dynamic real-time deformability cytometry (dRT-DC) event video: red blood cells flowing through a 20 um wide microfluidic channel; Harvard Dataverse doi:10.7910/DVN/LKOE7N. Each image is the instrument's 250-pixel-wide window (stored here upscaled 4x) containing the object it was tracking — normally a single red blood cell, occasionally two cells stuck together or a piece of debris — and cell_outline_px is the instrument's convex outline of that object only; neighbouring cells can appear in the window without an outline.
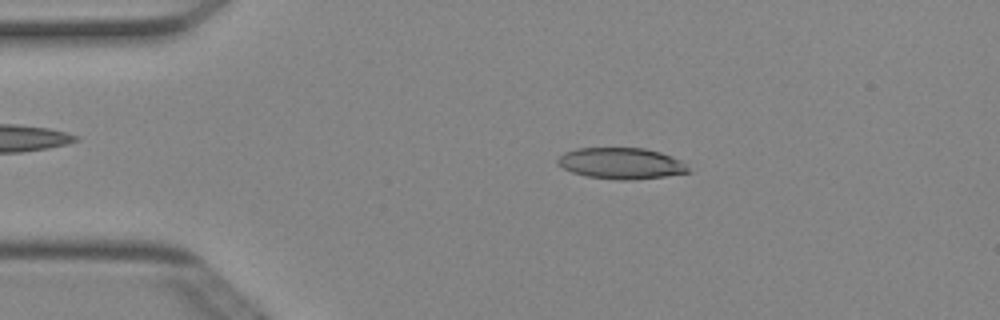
{"species": "Egyptian fruit bat (a non-hibernating species)", "species_latin": "Rousettus aegyptiacus", "temperature_condition": "cold", "stored_images_in_passage": 50, "camera_frame_rate_fps": 3000, "um_per_image_px": 0.085, "animal": {"sex": "female"}, "frame": {"image": 1, "passage_image": 10, "time_ms": 3.0, "image_size_px": [1000, 320], "cell_outline_px": [[692, 172], [664, 176], [632, 180], [620, 180], [588, 176], [572, 172], [556, 164], [556, 156], [564, 152], [576, 148], [644, 148], [660, 152], [672, 156], [680, 160]], "centroid_in_image_um": [52.76, 13.88], "position_along_channel_um": 32.2, "area_um2": 23.81}}
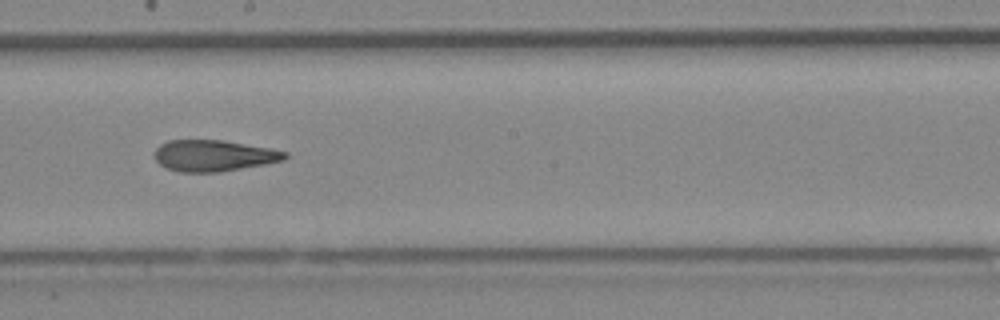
{"frame": {"image": 2, "passage_image": 28, "time_ms": 9.0, "image_size_px": [1000, 320], "cell_outline_px": [[288, 156], [284, 160], [264, 164], [220, 172], [180, 172], [168, 168], [160, 164], [156, 160], [156, 148], [160, 144], [168, 140], [224, 140], [268, 148], [288, 152]], "centroid_in_image_um": [18.17, 13.22], "position_along_channel_um": 230.0, "area_um2": 23.58}}
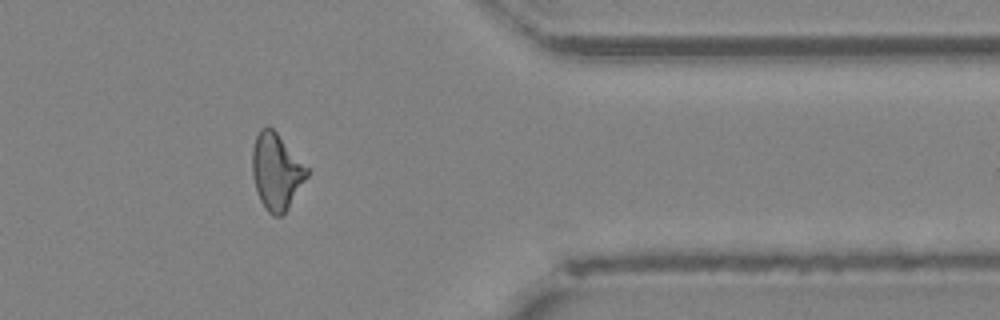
{"frame": {"image": 3, "passage_image": 41, "time_ms": 13.333, "image_size_px": [1000, 320], "cell_outline_px": [[308, 176], [288, 208], [280, 216], [272, 216], [268, 212], [260, 200], [252, 176], [252, 148], [256, 136], [260, 128], [268, 124], [276, 132], [308, 168]], "centroid_in_image_um": [23.47, 14.56], "position_along_channel_um": 387.9, "area_um2": 24.16}, "authors_computed_cell_mechanics": {"area_um2": 24.0159, "velocity_mm_per_s": 4.0316, "shape_relaxation_time_tau1_ms": 10.822, "shape_relaxation_time_tau2_ms": 3.2919, "deformation_change_tau1": 0.249, "deformation_change_tau2": 0.1226}}